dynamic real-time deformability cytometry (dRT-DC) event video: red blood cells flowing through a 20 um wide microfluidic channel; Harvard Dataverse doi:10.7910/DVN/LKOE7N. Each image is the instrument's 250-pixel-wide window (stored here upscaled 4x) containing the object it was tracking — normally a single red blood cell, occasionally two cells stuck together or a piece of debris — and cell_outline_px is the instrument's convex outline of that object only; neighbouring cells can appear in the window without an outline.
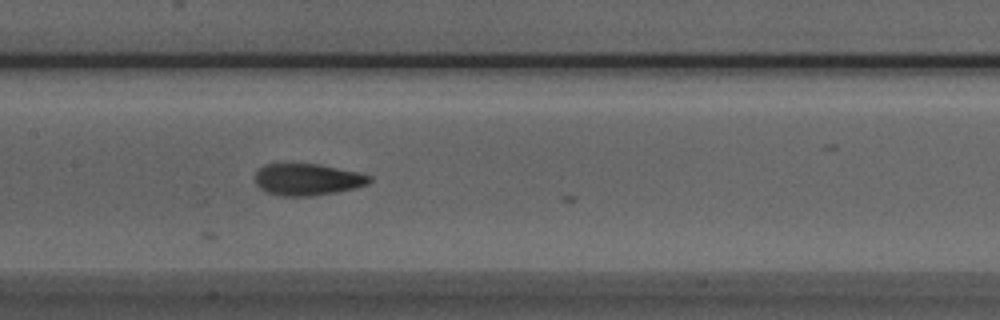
{"species": "Egyptian fruit bat (a non-hibernating species)", "species_latin": "Rousettus aegyptiacus", "temperature_condition": "room temperature", "stored_images_in_passage": 26, "camera_frame_rate_fps": 3000, "um_per_image_px": 0.085, "animal": {"sex": "male"}, "frame": {"image": 1, "passage_image": 11, "time_ms": 3.333, "image_size_px": [1000, 320], "cell_outline_px": [[372, 180], [368, 184], [356, 188], [336, 192], [312, 196], [280, 196], [268, 192], [260, 188], [256, 184], [256, 172], [264, 164], [320, 164], [360, 172], [372, 176]], "centroid_in_image_um": [26.18, 15.25], "position_along_channel_um": 181.2, "area_um2": 21.27}}
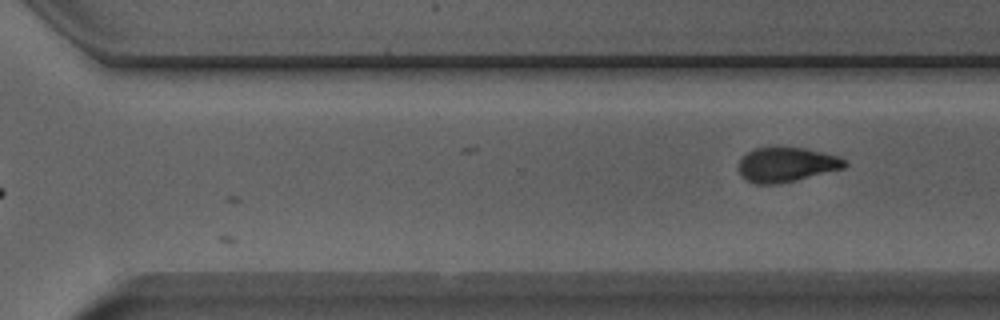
{"frame": {"image": 2, "passage_image": 26, "time_ms": 8.333, "image_size_px": [1000, 320], "cell_outline_px": [[848, 164], [844, 168], [780, 184], [756, 184], [744, 180], [740, 176], [736, 164], [748, 152], [756, 148], [804, 148], [840, 156], [848, 160]], "centroid_in_image_um": [66.84, 14.01], "position_along_channel_um": 303.8, "area_um2": 21.56}}